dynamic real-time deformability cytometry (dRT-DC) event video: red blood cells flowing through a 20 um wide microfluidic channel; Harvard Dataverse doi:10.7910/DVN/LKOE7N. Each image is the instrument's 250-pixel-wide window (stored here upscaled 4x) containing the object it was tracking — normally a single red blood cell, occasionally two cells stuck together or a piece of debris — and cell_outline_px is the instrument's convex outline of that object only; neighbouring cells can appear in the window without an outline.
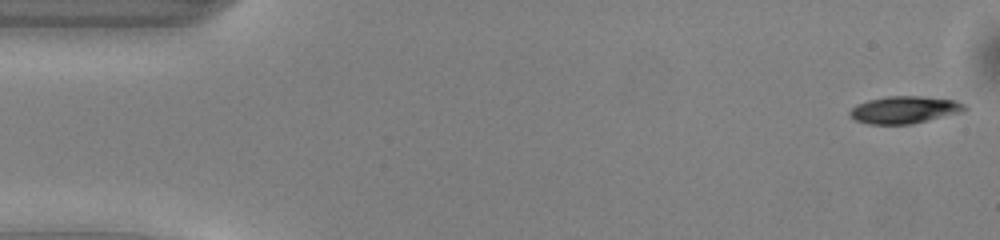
{"species": "common noctule bat (a hibernating species)", "species_latin": "Nyctalus noctula", "temperature_condition": "warm", "stored_images_in_passage": 50, "camera_frame_rate_fps": 3000, "um_per_image_px": 0.085, "animal": {"sex": "male", "body_mass_g": 13.0, "forearm_length_mm": 53.1}, "frame": {"image": 1, "passage_image": 1, "time_ms": 0.0, "image_size_px": [1000, 240], "cell_outline_px": [[968, 108], [964, 112], [912, 124], [868, 124], [856, 120], [848, 112], [856, 104], [868, 100], [888, 96], [920, 96], [956, 100], [964, 104]], "centroid_in_image_um": [76.92, 9.33], "position_along_channel_um": 8.1, "area_um2": 18.32}}
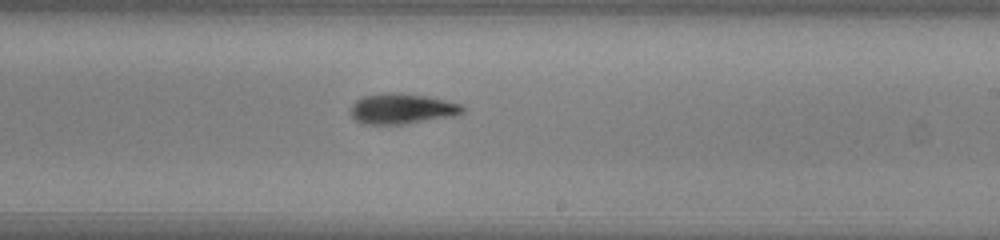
{"frame": {"image": 2, "passage_image": 29, "time_ms": 9.333, "image_size_px": [1000, 240], "cell_outline_px": [[464, 112], [452, 116], [404, 124], [364, 124], [356, 120], [352, 116], [352, 104], [356, 100], [364, 96], [388, 92], [400, 92], [424, 96], [444, 100], [460, 104], [464, 108]], "centroid_in_image_um": [34.15, 9.24], "position_along_channel_um": 254.8, "area_um2": 19.59}}
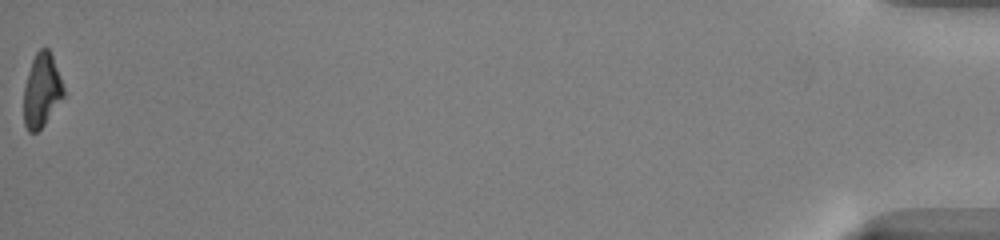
{"frame": {"image": 3, "passage_image": 50, "time_ms": 16.333, "image_size_px": [1000, 240], "cell_outline_px": [[64, 96], [44, 124], [36, 132], [28, 132], [24, 124], [24, 88], [28, 72], [32, 60], [36, 52], [40, 48], [48, 48], [52, 56], [60, 76], [64, 88]], "centroid_in_image_um": [3.54, 7.68], "position_along_channel_um": 431.7, "area_um2": 16.88}, "authors_computed_cell_mechanics": {"area_um2": 19.0162, "velocity_mm_per_s": 4.0745, "shape_relaxation_time_tau1_ms": 2.6901, "shape_relaxation_time_tau2_ms": 6.1055, "deformation_change_tau1": 0.1393, "deformation_change_tau2": 0.1669}}